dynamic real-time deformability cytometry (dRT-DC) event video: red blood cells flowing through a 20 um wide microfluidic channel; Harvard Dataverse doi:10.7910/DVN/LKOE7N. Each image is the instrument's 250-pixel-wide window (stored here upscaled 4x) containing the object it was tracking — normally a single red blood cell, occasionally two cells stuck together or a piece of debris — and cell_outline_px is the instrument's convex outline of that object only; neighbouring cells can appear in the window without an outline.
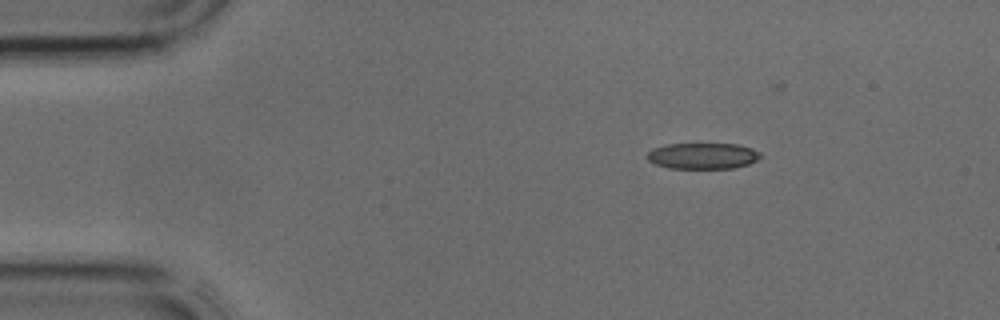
{"species": "common noctule bat (a hibernating species)", "species_latin": "Nyctalus noctula", "temperature_condition": "cold", "stored_images_in_passage": 4, "camera_frame_rate_fps": 3000, "um_per_image_px": 0.085, "animal": {"sex": "male", "body_mass_g": 17.9, "forearm_length_mm": 54.2}, "frame": {"image": 1, "passage_image": 4, "time_ms": 1.0, "image_size_px": [1000, 320], "cell_outline_px": [[764, 156], [748, 164], [732, 168], [668, 168], [656, 164], [648, 160], [644, 156], [652, 148], [668, 144], [736, 144], [752, 148], [760, 152]], "centroid_in_image_um": [59.72, 13.25], "position_along_channel_um": 25.3, "area_um2": 17.28}}